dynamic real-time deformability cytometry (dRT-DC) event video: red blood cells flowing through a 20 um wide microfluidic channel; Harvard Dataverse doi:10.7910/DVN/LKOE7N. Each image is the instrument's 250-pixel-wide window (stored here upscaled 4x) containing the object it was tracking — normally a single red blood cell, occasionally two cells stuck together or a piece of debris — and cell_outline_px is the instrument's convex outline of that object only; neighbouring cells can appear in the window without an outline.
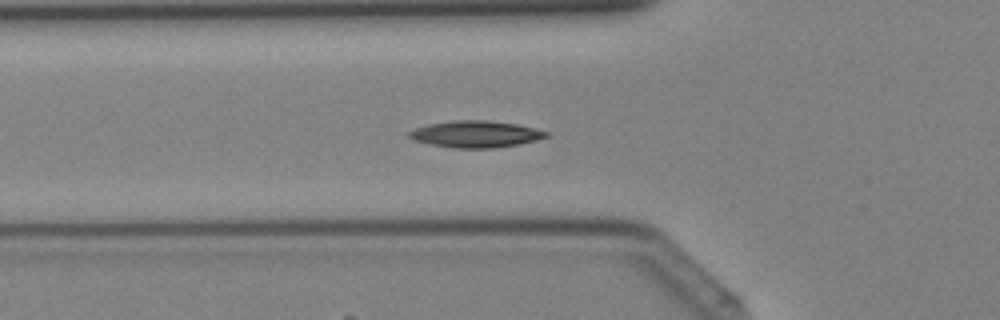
{"species": "Egyptian fruit bat (a non-hibernating species)", "species_latin": "Rousettus aegyptiacus", "temperature_condition": "cold", "stored_images_in_passage": 28, "camera_frame_rate_fps": 3000, "um_per_image_px": 0.085, "animal": {"sex": "female"}, "frame": {"image": 1, "passage_image": 2, "time_ms": 0.333, "image_size_px": [1000, 320], "cell_outline_px": [[548, 136], [536, 140], [520, 144], [492, 148], [456, 148], [428, 144], [416, 140], [408, 136], [404, 132], [428, 124], [452, 120], [488, 120], [516, 124], [548, 132]], "centroid_in_image_um": [40.38, 11.4], "position_along_channel_um": 85.4, "area_um2": 21.27}}
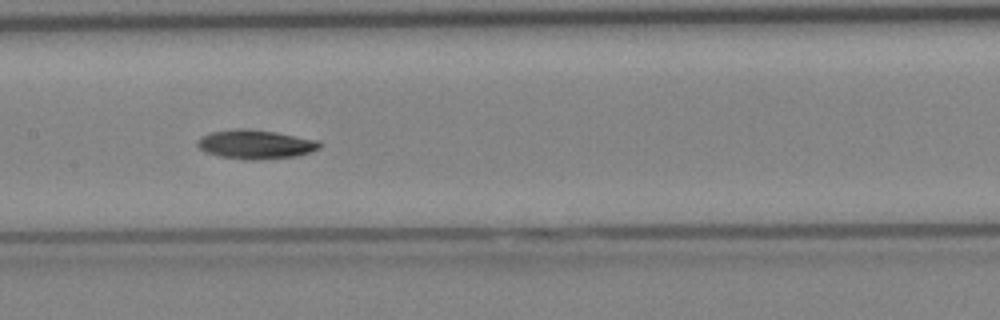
{"frame": {"image": 2, "passage_image": 8, "time_ms": 2.333, "image_size_px": [1000, 320], "cell_outline_px": [[324, 144], [320, 148], [312, 152], [296, 156], [220, 156], [208, 152], [200, 148], [196, 144], [196, 140], [200, 136], [208, 132], [236, 128], [244, 128], [276, 132], [320, 140]], "centroid_in_image_um": [21.75, 12.19], "position_along_channel_um": 185.6, "area_um2": 19.77}}
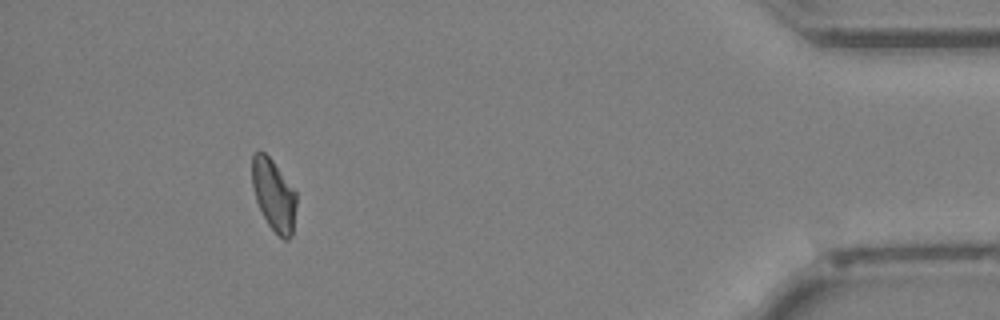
{"frame": {"image": 3, "passage_image": 25, "time_ms": 8.0, "image_size_px": [1000, 320], "cell_outline_px": [[296, 204], [292, 236], [288, 240], [284, 240], [268, 224], [256, 200], [252, 184], [252, 156], [256, 152], [264, 152], [272, 160], [296, 192]], "centroid_in_image_um": [23.27, 16.58], "position_along_channel_um": 411.9, "area_um2": 18.15}}